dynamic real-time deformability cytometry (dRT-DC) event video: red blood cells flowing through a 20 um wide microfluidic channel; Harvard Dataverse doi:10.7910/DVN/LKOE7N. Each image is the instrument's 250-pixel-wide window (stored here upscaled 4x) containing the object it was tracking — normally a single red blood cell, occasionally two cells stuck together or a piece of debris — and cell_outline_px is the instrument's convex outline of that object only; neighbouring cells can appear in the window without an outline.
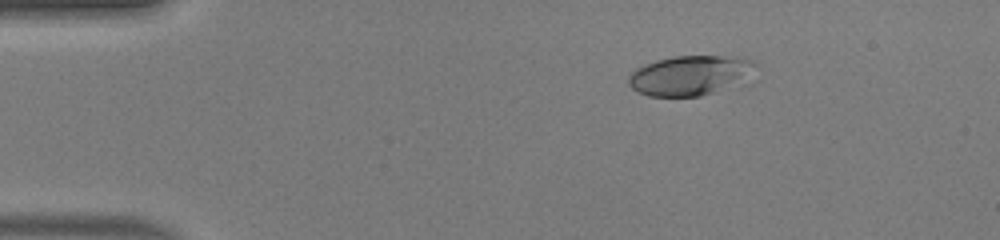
{"species": "human", "species_latin": "Homo sapiens", "temperature_condition": "warm", "stored_images_in_passage": 42, "camera_frame_rate_fps": 3000, "um_per_image_px": 0.085, "donor": {"sex": "male"}, "frame": {"image": 1, "passage_image": 1, "time_ms": 0.0, "image_size_px": [1000, 240], "cell_outline_px": [[756, 64], [740, 80], [712, 92], [700, 96], [648, 96], [636, 92], [628, 84], [628, 76], [636, 68], [644, 64], [656, 60], [672, 56], [724, 56], [752, 60]], "centroid_in_image_um": [58.48, 6.4], "position_along_channel_um": 26.5, "area_um2": 28.55}}
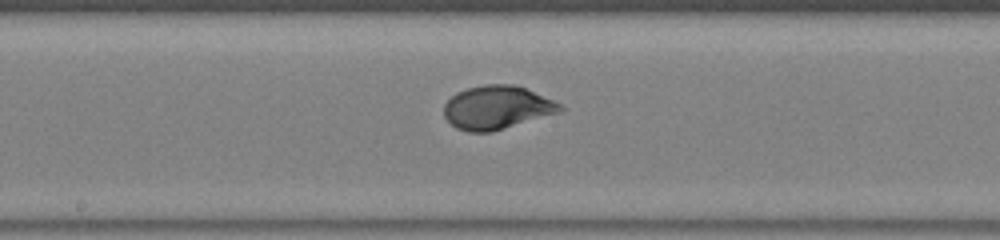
{"frame": {"image": 2, "passage_image": 19, "time_ms": 6.0, "image_size_px": [1000, 240], "cell_outline_px": [[564, 108], [560, 112], [492, 132], [468, 132], [456, 128], [444, 116], [444, 104], [456, 92], [468, 88], [484, 84], [516, 84], [552, 100], [560, 104]], "centroid_in_image_um": [42.22, 9.14], "position_along_channel_um": 206.0, "area_um2": 29.3}}
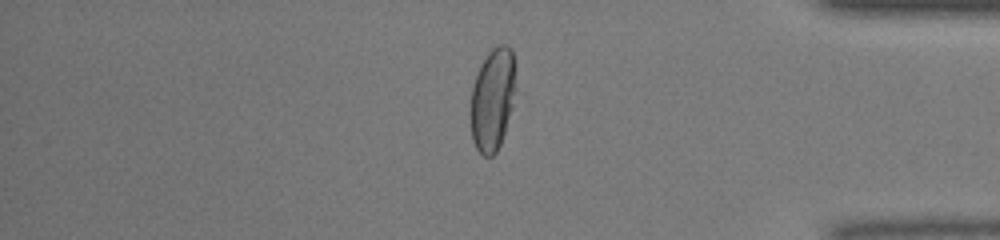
{"frame": {"image": 3, "passage_image": 34, "time_ms": 11.0, "image_size_px": [1000, 240], "cell_outline_px": [[516, 88], [512, 108], [500, 144], [496, 152], [492, 156], [484, 156], [476, 148], [472, 140], [468, 116], [468, 112], [472, 88], [480, 64], [488, 52], [496, 44], [508, 44], [512, 48], [516, 68]], "centroid_in_image_um": [41.86, 8.4], "position_along_channel_um": 393.3, "area_um2": 27.92}, "authors_computed_cell_mechanics": {"area_um2": 28.8422, "velocity_mm_per_s": 4.236, "shape_relaxation_time_tau1_ms": 6.1453, "shape_relaxation_time_tau2_ms": null, "deformation_change_tau1": 0.2846, "deformation_change_tau2": null}}